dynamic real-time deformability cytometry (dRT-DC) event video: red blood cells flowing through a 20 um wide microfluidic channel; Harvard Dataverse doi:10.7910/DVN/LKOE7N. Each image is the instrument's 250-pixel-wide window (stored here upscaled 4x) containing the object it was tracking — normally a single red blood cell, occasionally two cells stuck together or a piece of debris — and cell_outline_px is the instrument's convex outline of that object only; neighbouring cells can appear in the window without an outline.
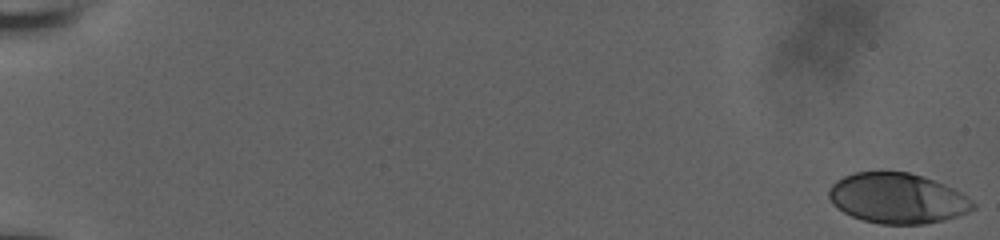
{"species": "human", "species_latin": "Homo sapiens", "temperature_condition": "room temperature", "stored_images_in_passage": 38, "camera_frame_rate_fps": 3000, "um_per_image_px": 0.085, "donor": {"sex": "male"}, "frame": {"image": 1, "passage_image": 1, "time_ms": 0.0, "image_size_px": [1000, 240], "cell_outline_px": [[976, 208], [968, 212], [944, 220], [924, 224], [880, 224], [864, 220], [852, 216], [844, 212], [832, 204], [828, 196], [828, 192], [832, 184], [836, 180], [844, 176], [856, 172], [908, 172], [944, 184], [960, 192], [972, 200], [976, 204]], "centroid_in_image_um": [76.27, 16.86], "position_along_channel_um": 8.7, "area_um2": 42.08}}
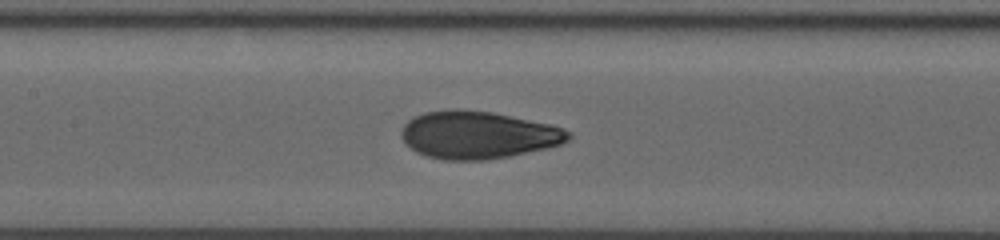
{"frame": {"image": 2, "passage_image": 21, "time_ms": 6.667, "image_size_px": [1000, 240], "cell_outline_px": [[572, 136], [568, 140], [560, 144], [544, 148], [508, 156], [484, 160], [444, 160], [428, 156], [416, 152], [404, 144], [400, 136], [400, 128], [408, 120], [424, 112], [492, 112], [548, 124], [564, 128], [572, 132]], "centroid_in_image_um": [40.6, 11.51], "position_along_channel_um": 166.8, "area_um2": 45.32}}
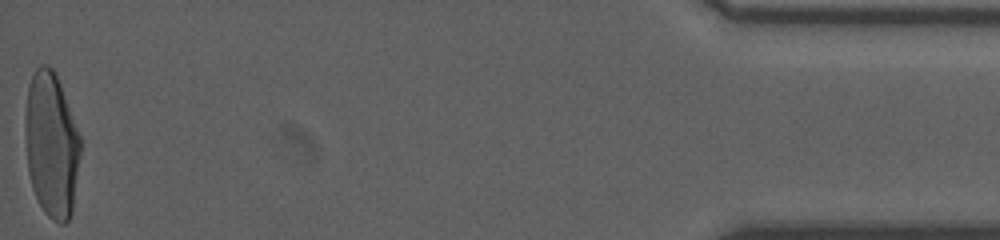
{"frame": {"image": 3, "passage_image": 38, "time_ms": 12.333, "image_size_px": [1000, 240], "cell_outline_px": [[80, 156], [72, 212], [68, 220], [64, 224], [60, 224], [52, 220], [44, 212], [32, 188], [28, 172], [24, 132], [24, 116], [28, 88], [32, 76], [36, 68], [40, 64], [44, 64], [52, 68], [56, 72], [80, 136]], "centroid_in_image_um": [4.36, 12.3], "position_along_channel_um": 430.8, "area_um2": 46.99}}